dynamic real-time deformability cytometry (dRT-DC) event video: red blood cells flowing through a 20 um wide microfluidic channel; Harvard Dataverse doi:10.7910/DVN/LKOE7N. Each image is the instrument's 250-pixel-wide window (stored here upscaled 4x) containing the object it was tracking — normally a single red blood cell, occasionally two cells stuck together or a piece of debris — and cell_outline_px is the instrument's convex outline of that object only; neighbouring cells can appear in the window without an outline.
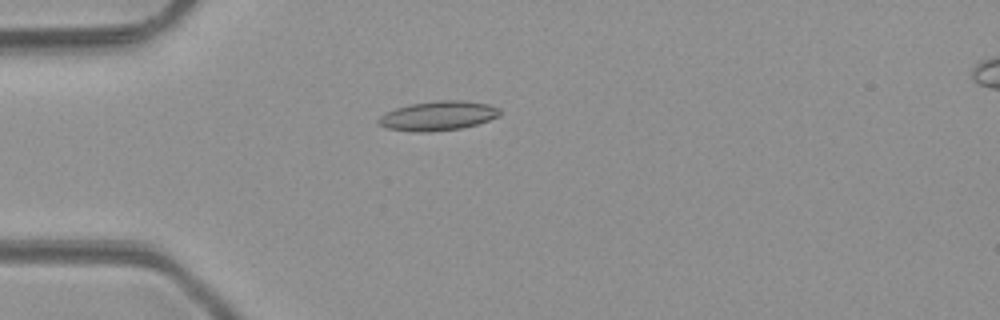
{"species": "common noctule bat (a hibernating species)", "species_latin": "Nyctalus noctula", "temperature_condition": "room temperature", "stored_images_in_passage": 4, "camera_frame_rate_fps": 3000, "um_per_image_px": 0.085, "animal": {"sex": "male", "body_mass_g": 23.1, "forearm_length_mm": 52.7}, "frame": {"image": 1, "passage_image": 4, "time_ms": 3.333, "image_size_px": [1000, 320], "cell_outline_px": [[500, 116], [476, 124], [460, 128], [428, 132], [416, 132], [388, 128], [380, 124], [376, 120], [384, 112], [396, 108], [412, 104], [436, 100], [464, 100], [488, 104], [500, 108]], "centroid_in_image_um": [37.24, 9.83], "position_along_channel_um": 47.8, "area_um2": 20.69}}